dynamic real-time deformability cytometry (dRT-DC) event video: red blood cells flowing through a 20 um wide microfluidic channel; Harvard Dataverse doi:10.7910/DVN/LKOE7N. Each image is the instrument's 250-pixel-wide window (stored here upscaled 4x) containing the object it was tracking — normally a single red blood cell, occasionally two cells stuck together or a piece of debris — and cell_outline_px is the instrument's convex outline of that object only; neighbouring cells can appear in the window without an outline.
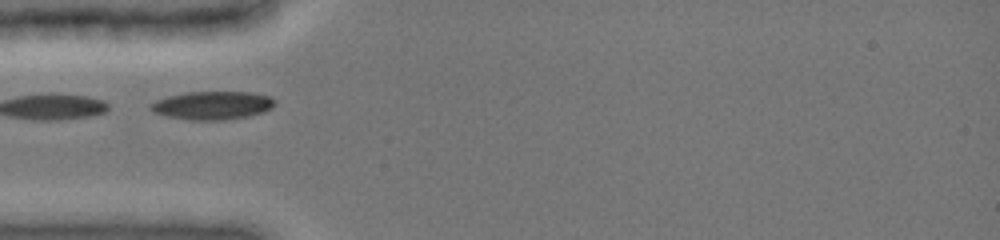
{"species": "common noctule bat (a hibernating species)", "species_latin": "Nyctalus noctula", "temperature_condition": "cold", "stored_images_in_passage": 4, "camera_frame_rate_fps": 3000, "um_per_image_px": 0.085, "animal": {"sex": "female", "body_mass_g": 19.0, "forearm_length_mm": 51.5}, "frame": {"image": 1, "passage_image": 1, "time_ms": 0.0, "image_size_px": [1000, 240], "cell_outline_px": [[276, 104], [272, 108], [264, 112], [248, 116], [224, 120], [192, 120], [168, 116], [152, 112], [148, 108], [148, 104], [156, 100], [168, 96], [188, 92], [248, 92], [268, 96], [276, 100]], "centroid_in_image_um": [18.04, 8.96], "position_along_channel_um": 67.0, "area_um2": 20.52}}